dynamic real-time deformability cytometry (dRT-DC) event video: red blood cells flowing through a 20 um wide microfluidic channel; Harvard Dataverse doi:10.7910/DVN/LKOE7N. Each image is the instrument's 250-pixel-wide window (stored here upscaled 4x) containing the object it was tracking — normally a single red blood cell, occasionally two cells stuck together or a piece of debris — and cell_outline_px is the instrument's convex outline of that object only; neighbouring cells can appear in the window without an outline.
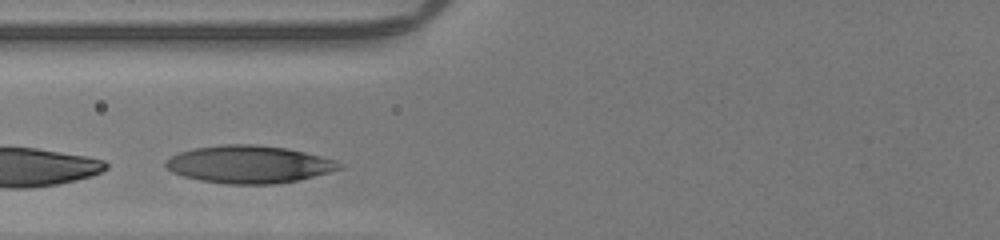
{"species": "human", "species_latin": "Homo sapiens", "temperature_condition": "room temperature", "stored_images_in_passage": 26, "camera_frame_rate_fps": 3000, "um_per_image_px": 0.085, "donor": {"sex": "male"}, "frame": {"image": 1, "passage_image": 5, "time_ms": 1.333, "image_size_px": [1000, 240], "cell_outline_px": [[344, 168], [296, 180], [276, 184], [228, 184], [200, 180], [184, 176], [172, 172], [164, 164], [172, 156], [180, 152], [192, 148], [224, 144], [256, 144], [288, 148], [336, 160]], "centroid_in_image_um": [21.16, 13.96], "position_along_channel_um": 104.6, "area_um2": 37.8}}
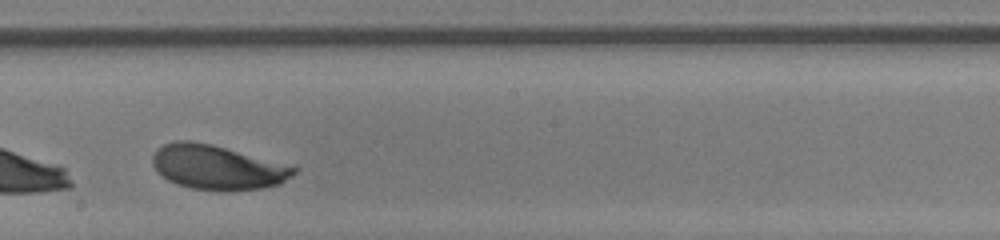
{"frame": {"image": 2, "passage_image": 14, "time_ms": 4.333, "image_size_px": [1000, 240], "cell_outline_px": [[300, 168], [292, 176], [280, 184], [264, 188], [224, 192], [192, 188], [176, 184], [160, 176], [156, 172], [152, 164], [152, 156], [156, 148], [164, 144], [176, 140], [192, 140], [212, 144], [296, 164]], "centroid_in_image_um": [18.55, 14.21], "position_along_channel_um": 229.7, "area_um2": 37.97}}
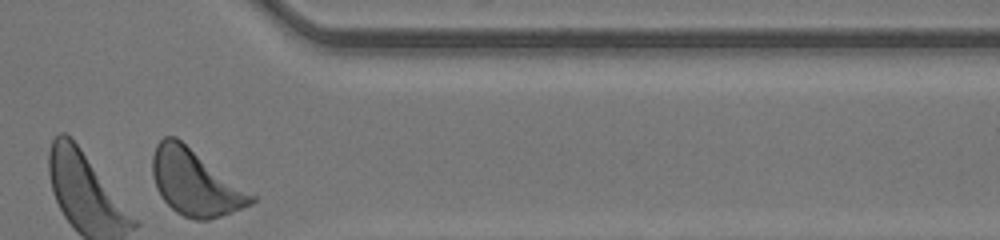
{"frame": {"image": 3, "passage_image": 26, "time_ms": 8.333, "image_size_px": [1000, 240], "cell_outline_px": [[256, 200], [252, 204], [232, 212], [208, 220], [196, 220], [184, 216], [176, 212], [160, 196], [156, 188], [152, 176], [152, 156], [156, 144], [164, 136], [176, 136], [256, 196]], "centroid_in_image_um": [16.57, 15.51], "position_along_channel_um": 394.8, "area_um2": 37.92}, "authors_computed_cell_mechanics": {"area_um2": 36.5296, "velocity_mm_per_s": 4.1724, "shape_relaxation_time_tau1_ms": 1.9496, "shape_relaxation_time_tau2_ms": 6.9859, "deformation_change_tau1": 0.1269, "deformation_change_tau2": 0.1173}}